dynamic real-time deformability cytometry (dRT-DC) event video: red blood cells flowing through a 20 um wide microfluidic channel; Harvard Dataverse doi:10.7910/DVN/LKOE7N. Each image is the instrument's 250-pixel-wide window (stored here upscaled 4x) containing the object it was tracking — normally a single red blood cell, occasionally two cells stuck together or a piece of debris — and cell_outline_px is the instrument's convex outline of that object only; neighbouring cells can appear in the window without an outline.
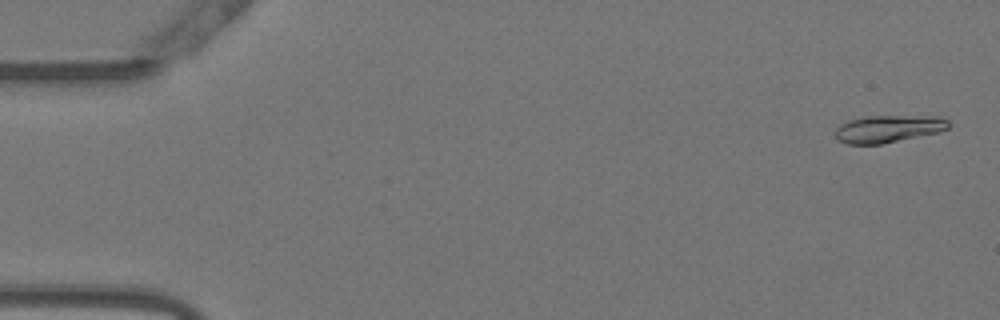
{"species": "Egyptian fruit bat (a non-hibernating species)", "species_latin": "Rousettus aegyptiacus", "temperature_condition": "warm", "stored_images_in_passage": 12, "camera_frame_rate_fps": 3000, "um_per_image_px": 0.085, "animal": {"sex": "female"}, "frame": {"image": 1, "passage_image": 1, "time_ms": 0.0, "image_size_px": [1000, 320], "cell_outline_px": [[948, 128], [940, 132], [880, 144], [848, 144], [836, 140], [836, 128], [840, 124], [848, 120], [864, 116], [940, 116], [948, 120]], "centroid_in_image_um": [75.49, 10.94], "position_along_channel_um": 9.5, "area_um2": 18.09}}